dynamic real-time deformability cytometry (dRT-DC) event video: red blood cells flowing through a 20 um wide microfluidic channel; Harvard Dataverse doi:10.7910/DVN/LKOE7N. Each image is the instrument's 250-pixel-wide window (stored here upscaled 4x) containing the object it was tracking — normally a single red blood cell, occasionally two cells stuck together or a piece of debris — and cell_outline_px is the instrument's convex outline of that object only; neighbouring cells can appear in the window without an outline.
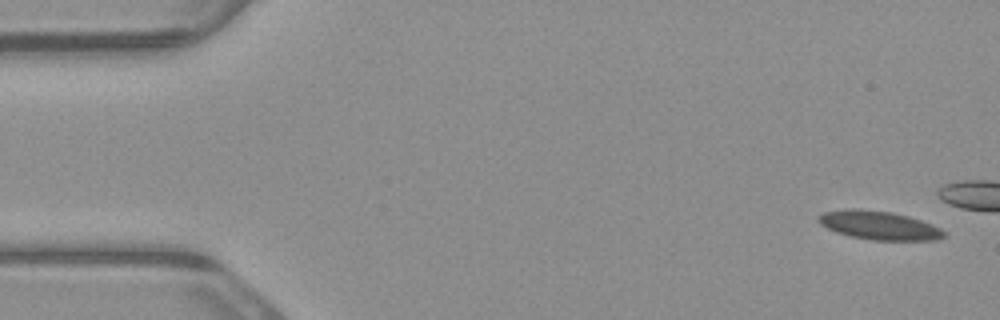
{"species": "common noctule bat (a hibernating species)", "species_latin": "Nyctalus noctula", "temperature_condition": "warm", "stored_images_in_passage": 5, "camera_frame_rate_fps": 3000, "um_per_image_px": 0.085, "animal": {"sex": "male", "body_mass_g": 23.1, "forearm_length_mm": 52.7}, "frame": {"image": 1, "passage_image": 1, "time_ms": 0.0, "image_size_px": [1000, 320], "cell_outline_px": [[944, 236], [936, 240], [872, 240], [852, 236], [836, 232], [820, 224], [816, 220], [816, 216], [824, 212], [852, 208], [860, 208], [892, 212], [908, 216], [932, 224], [940, 228], [944, 232]], "centroid_in_image_um": [74.68, 19.14], "position_along_channel_um": 10.3, "area_um2": 20.92}}
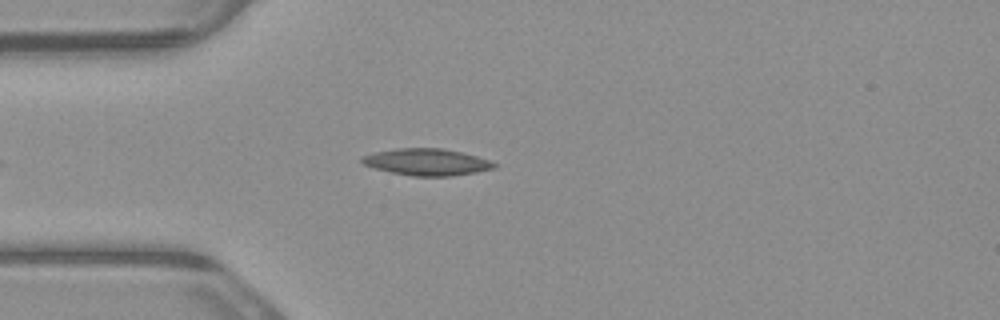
{"frame": {"image": 2, "passage_image": 5, "time_ms": 1.333, "image_size_px": [1000, 320], "cell_outline_px": [[496, 168], [476, 172], [452, 176], [412, 176], [392, 172], [376, 168], [364, 164], [360, 160], [360, 156], [376, 152], [396, 148], [444, 148], [476, 156], [488, 160], [496, 164]], "centroid_in_image_um": [36.27, 13.77], "position_along_channel_um": 48.7, "area_um2": 20.46}}